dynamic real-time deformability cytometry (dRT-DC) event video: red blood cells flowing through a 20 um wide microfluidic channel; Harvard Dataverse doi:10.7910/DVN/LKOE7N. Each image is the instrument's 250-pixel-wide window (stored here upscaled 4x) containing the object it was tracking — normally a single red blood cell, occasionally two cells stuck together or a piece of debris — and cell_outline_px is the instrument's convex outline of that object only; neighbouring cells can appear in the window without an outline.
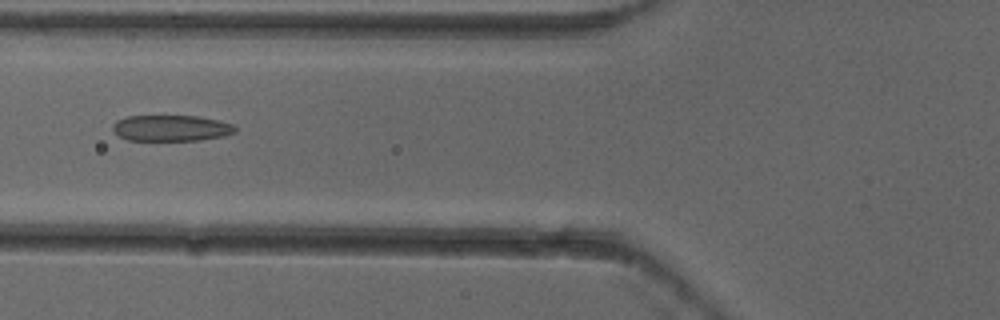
{"species": "common noctule bat (a hibernating species)", "species_latin": "Nyctalus noctula", "temperature_condition": "cold", "stored_images_in_passage": 2, "camera_frame_rate_fps": 3000, "um_per_image_px": 0.085, "animal": {"sex": "female"}, "frame": {"image": 1, "passage_image": 2, "time_ms": 0.333, "image_size_px": [1000, 320], "cell_outline_px": [[236, 132], [224, 136], [200, 140], [128, 140], [120, 136], [112, 128], [112, 124], [116, 120], [128, 116], [196, 116], [220, 120], [232, 124], [236, 128]], "centroid_in_image_um": [14.56, 10.88], "position_along_channel_um": 111.2, "area_um2": 18.55}}